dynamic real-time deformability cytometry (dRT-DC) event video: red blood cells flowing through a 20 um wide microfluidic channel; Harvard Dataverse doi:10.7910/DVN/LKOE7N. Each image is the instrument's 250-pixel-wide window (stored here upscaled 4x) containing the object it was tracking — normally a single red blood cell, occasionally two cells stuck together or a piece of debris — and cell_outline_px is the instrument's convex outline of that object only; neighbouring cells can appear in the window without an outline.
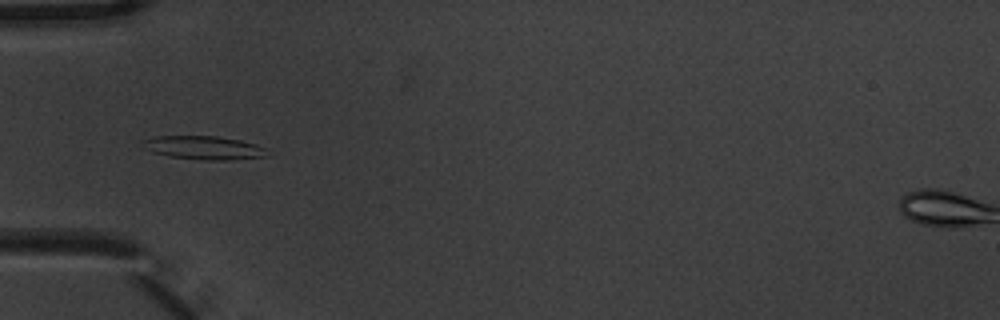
{"species": "common noctule bat (a hibernating species)", "species_latin": "Nyctalus noctula", "temperature_condition": "warm", "stored_images_in_passage": 10, "camera_frame_rate_fps": 3000, "um_per_image_px": 0.085, "animal": {"sex": "male", "body_mass_g": 20.1, "forearm_length_mm": 53.5}, "frame": {"image": 1, "passage_image": 6, "time_ms": 1.667, "image_size_px": [1000, 320], "cell_outline_px": [[268, 156], [228, 160], [208, 160], [172, 156], [152, 152], [144, 148], [140, 140], [156, 136], [216, 136], [240, 140], [256, 144], [268, 148]], "centroid_in_image_um": [17.35, 12.55], "position_along_channel_um": 67.7, "area_um2": 17.05}}
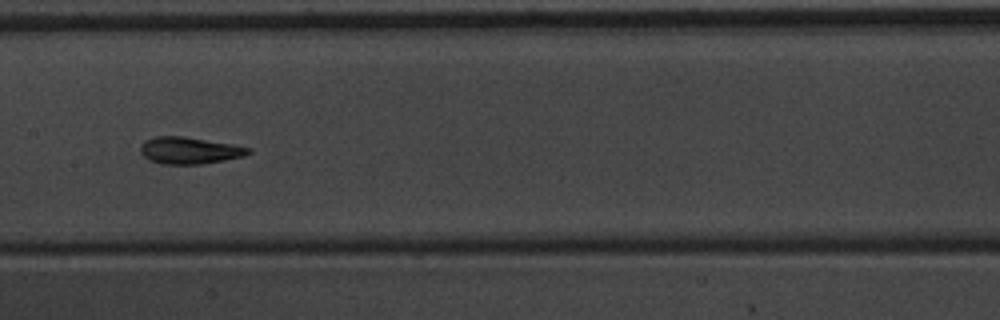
{"frame": {"image": 2, "passage_image": 9, "time_ms": 2.667, "image_size_px": [1000, 320], "cell_outline_px": [[252, 152], [244, 156], [224, 160], [200, 164], [160, 164], [148, 160], [140, 152], [140, 144], [144, 140], [156, 136], [184, 136], [232, 144], [252, 148]], "centroid_in_image_um": [16.08, 12.79], "position_along_channel_um": 191.3, "area_um2": 17.05}}
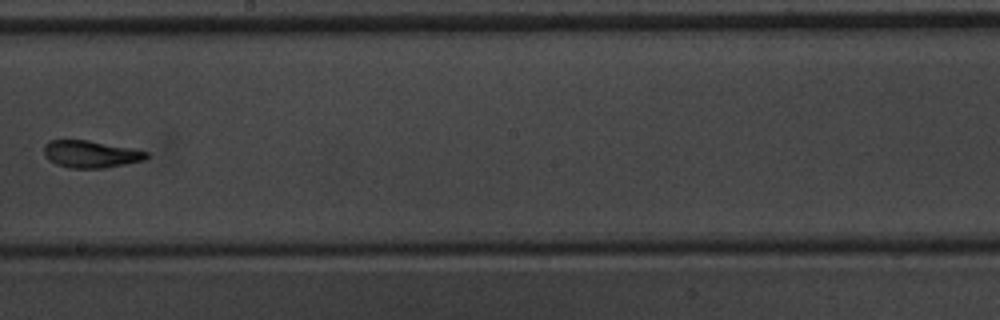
{"frame": {"image": 3, "passage_image": 10, "time_ms": 3.0, "image_size_px": [1000, 320], "cell_outline_px": [[148, 156], [144, 160], [104, 168], [68, 168], [56, 164], [48, 160], [44, 156], [44, 144], [48, 140], [88, 140], [132, 148], [148, 152]], "centroid_in_image_um": [7.67, 13.1], "position_along_channel_um": 240.5, "area_um2": 16.3}}